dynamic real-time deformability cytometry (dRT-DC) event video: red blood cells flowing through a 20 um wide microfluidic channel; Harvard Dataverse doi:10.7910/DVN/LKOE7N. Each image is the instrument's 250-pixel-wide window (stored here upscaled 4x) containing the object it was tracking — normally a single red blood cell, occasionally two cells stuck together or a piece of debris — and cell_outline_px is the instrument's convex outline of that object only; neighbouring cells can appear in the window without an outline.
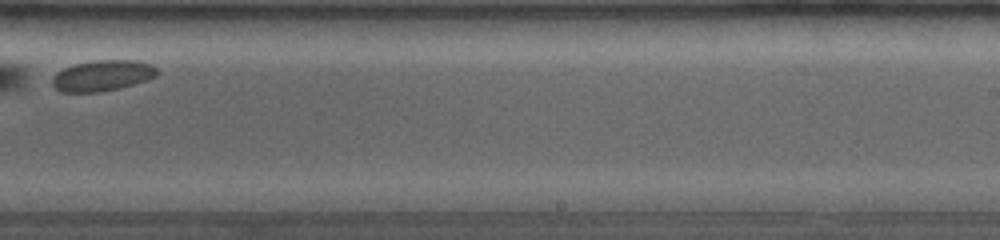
{"species": "common noctule bat (a hibernating species)", "species_latin": "Nyctalus noctula", "temperature_condition": "room temperature", "stored_images_in_passage": 12, "camera_frame_rate_fps": 4000, "um_per_image_px": 0.085, "animal": {"sex": "female", "body_mass_g": 19.0, "forearm_length_mm": 53.3}, "frame": {"image": 1, "passage_image": 12, "time_ms": 6.0, "image_size_px": [1000, 240], "cell_outline_px": [[160, 72], [156, 76], [148, 80], [120, 88], [100, 92], [60, 92], [52, 84], [52, 76], [56, 72], [72, 64], [96, 60], [136, 60], [152, 64]], "centroid_in_image_um": [8.71, 6.42], "position_along_channel_um": 280.3, "area_um2": 19.13}}